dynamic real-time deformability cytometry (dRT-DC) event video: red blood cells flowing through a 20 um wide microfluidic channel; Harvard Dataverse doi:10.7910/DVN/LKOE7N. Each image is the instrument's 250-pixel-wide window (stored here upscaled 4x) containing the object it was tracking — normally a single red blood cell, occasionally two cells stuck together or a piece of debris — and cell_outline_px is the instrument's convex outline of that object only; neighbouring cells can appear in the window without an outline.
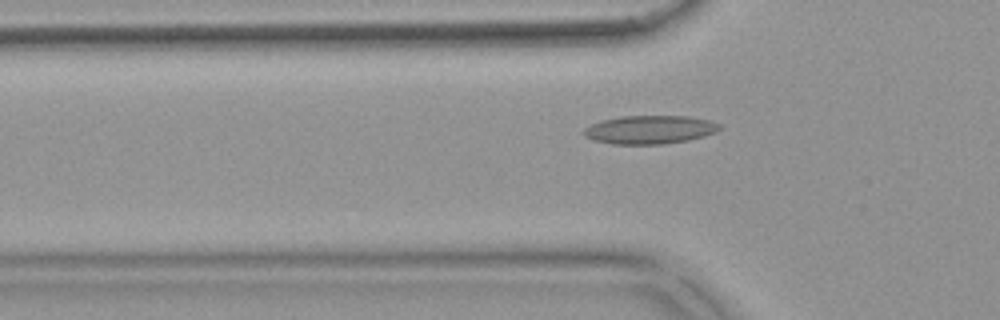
{"species": "common noctule bat (a hibernating species)", "species_latin": "Nyctalus noctula", "temperature_condition": "warm", "stored_images_in_passage": 55, "camera_frame_rate_fps": 3000, "um_per_image_px": 0.085, "animal": {"sex": "female", "body_mass_g": 18.4}, "frame": {"image": 1, "passage_image": 18, "time_ms": 5.667, "image_size_px": [1000, 320], "cell_outline_px": [[720, 128], [716, 132], [704, 136], [688, 140], [664, 144], [612, 144], [592, 140], [584, 136], [580, 132], [584, 128], [600, 120], [620, 116], [688, 116], [708, 120], [720, 124]], "centroid_in_image_um": [55.17, 11.02], "position_along_channel_um": 70.6, "area_um2": 22.66}}
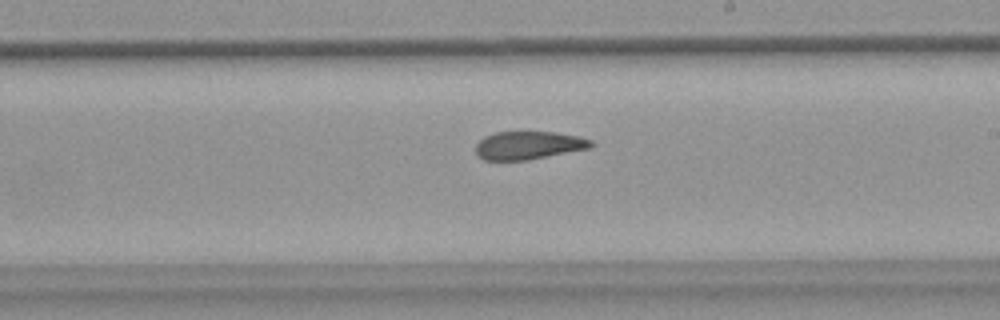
{"frame": {"image": 2, "passage_image": 32, "time_ms": 10.333, "image_size_px": [1000, 320], "cell_outline_px": [[596, 144], [588, 148], [528, 160], [484, 160], [476, 156], [476, 144], [484, 136], [496, 132], [552, 132], [580, 136], [592, 140]], "centroid_in_image_um": [44.91, 12.35], "position_along_channel_um": 244.1, "area_um2": 18.9}}
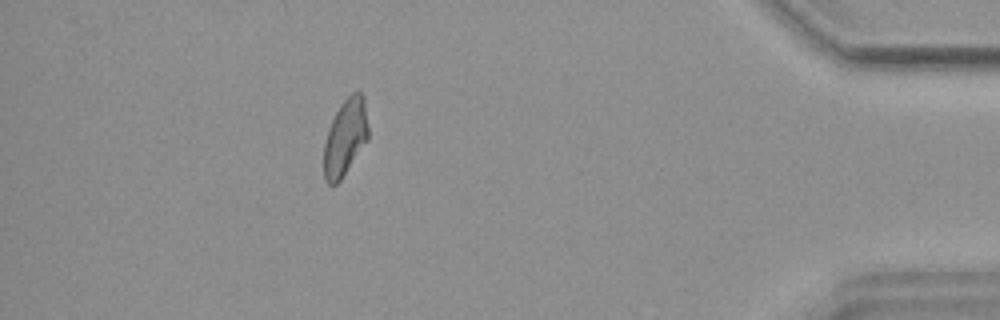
{"frame": {"image": 3, "passage_image": 49, "time_ms": 16.0, "image_size_px": [1000, 320], "cell_outline_px": [[368, 140], [340, 180], [336, 184], [328, 184], [324, 180], [324, 144], [328, 128], [340, 104], [352, 92], [360, 92], [364, 96], [368, 128]], "centroid_in_image_um": [29.34, 11.67], "position_along_channel_um": 405.9, "area_um2": 19.77}, "authors_computed_cell_mechanics": {"area_um2": 20.4034, "velocity_mm_per_s": 3.7214, "shape_relaxation_time_tau1_ms": null, "shape_relaxation_time_tau2_ms": 3.5167, "deformation_change_tau1": null, "deformation_change_tau2": 0.1059}}